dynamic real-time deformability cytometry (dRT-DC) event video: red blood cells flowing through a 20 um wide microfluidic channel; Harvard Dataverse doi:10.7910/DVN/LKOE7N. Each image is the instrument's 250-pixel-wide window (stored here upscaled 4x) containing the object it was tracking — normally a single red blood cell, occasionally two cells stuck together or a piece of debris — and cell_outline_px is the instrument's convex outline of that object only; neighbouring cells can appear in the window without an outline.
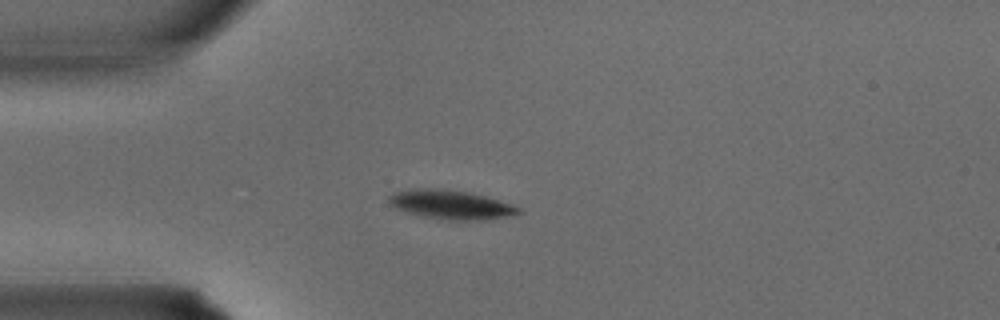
{"species": "common noctule bat (a hibernating species)", "species_latin": "Nyctalus noctula", "temperature_condition": "warm", "stored_images_in_passage": 26, "camera_frame_rate_fps": 3000, "um_per_image_px": 0.085, "animal": {"sex": "male", "body_mass_g": 15.6}, "frame": {"image": 1, "passage_image": 1, "time_ms": 0.0, "image_size_px": [1000, 320], "cell_outline_px": [[524, 212], [484, 220], [448, 220], [424, 216], [408, 212], [396, 208], [388, 204], [388, 196], [392, 192], [428, 188], [432, 188], [468, 192], [484, 196], [512, 204], [520, 208]], "centroid_in_image_um": [38.31, 17.4], "position_along_channel_um": 46.7, "area_um2": 21.56}}
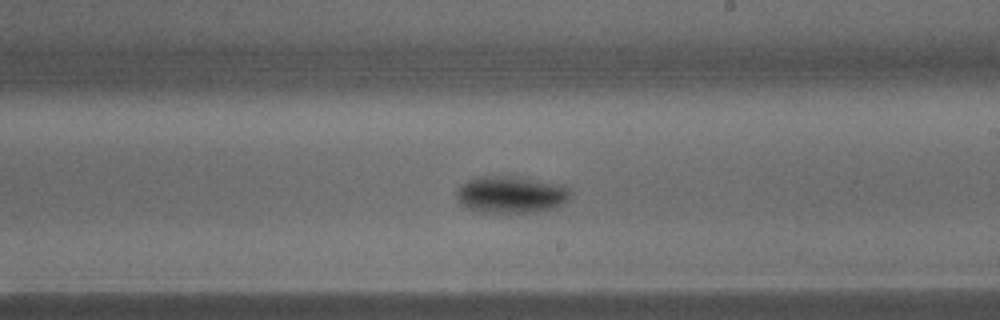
{"frame": {"image": 2, "passage_image": 12, "time_ms": 3.667, "image_size_px": [1000, 320], "cell_outline_px": [[568, 200], [552, 208], [536, 212], [476, 212], [460, 204], [456, 196], [456, 192], [468, 180], [484, 176], [520, 176], [560, 184], [568, 188]], "centroid_in_image_um": [43.41, 16.53], "position_along_channel_um": 245.6, "area_um2": 24.33}}
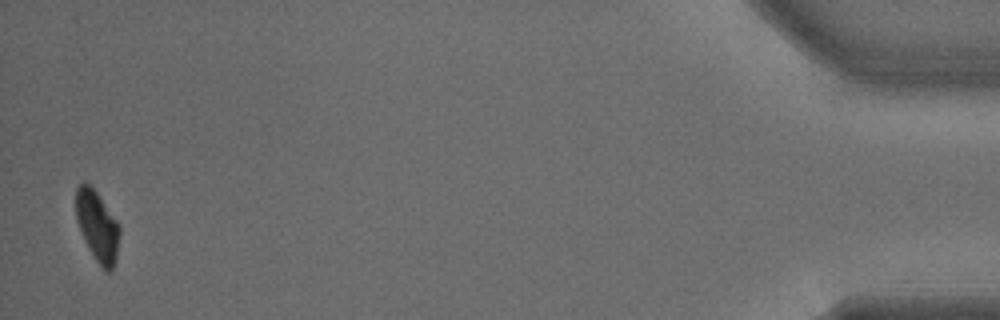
{"frame": {"image": 3, "passage_image": 26, "time_ms": 8.333, "image_size_px": [1000, 320], "cell_outline_px": [[120, 232], [116, 256], [112, 268], [108, 272], [104, 272], [96, 260], [76, 220], [76, 188], [84, 180], [88, 180], [120, 224]], "centroid_in_image_um": [8.28, 19.14], "position_along_channel_um": 426.9, "area_um2": 17.8}}